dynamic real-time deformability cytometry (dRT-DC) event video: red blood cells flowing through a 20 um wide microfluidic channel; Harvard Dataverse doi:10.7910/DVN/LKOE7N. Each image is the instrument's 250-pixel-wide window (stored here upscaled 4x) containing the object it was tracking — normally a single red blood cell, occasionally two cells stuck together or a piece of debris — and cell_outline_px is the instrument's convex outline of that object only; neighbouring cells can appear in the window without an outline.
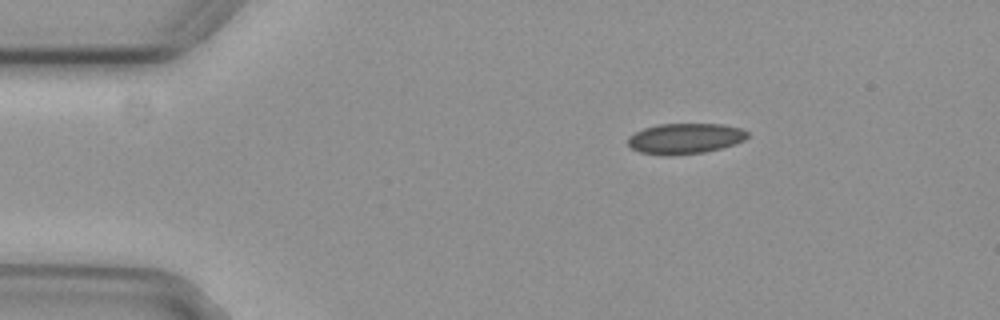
{"species": "common noctule bat (a hibernating species)", "species_latin": "Nyctalus noctula", "temperature_condition": "cold", "stored_images_in_passage": 3, "camera_frame_rate_fps": 3000, "um_per_image_px": 0.085, "animal": {"sex": "female", "body_mass_g": 29.2, "forearm_length_mm": 56.3}, "frame": {"image": 1, "passage_image": 3, "time_ms": 0.667, "image_size_px": [1000, 320], "cell_outline_px": [[748, 136], [744, 140], [736, 144], [704, 152], [664, 156], [640, 152], [632, 148], [628, 144], [628, 136], [644, 128], [660, 124], [724, 124], [740, 128], [748, 132]], "centroid_in_image_um": [58.23, 11.77], "position_along_channel_um": 26.8, "area_um2": 21.27}}